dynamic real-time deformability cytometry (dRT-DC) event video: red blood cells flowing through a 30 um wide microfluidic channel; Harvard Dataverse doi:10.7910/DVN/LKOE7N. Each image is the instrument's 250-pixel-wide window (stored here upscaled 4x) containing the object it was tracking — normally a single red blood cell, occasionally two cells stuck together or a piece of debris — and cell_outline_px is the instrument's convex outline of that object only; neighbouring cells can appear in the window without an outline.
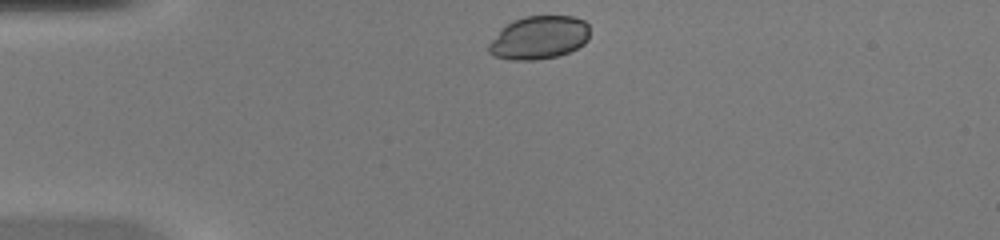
{"species": "common noctule bat (a hibernating species)", "species_latin": "Nyctalus noctula", "temperature_condition": "warm", "stored_images_in_passage": 39, "camera_frame_rate_fps": 3000, "um_per_image_px": 0.085, "animal": {"sex": "female", "body_mass_g": 20.0, "forearm_length_mm": 54.0}, "frame": {"image": 1, "passage_image": 1, "time_ms": 0.0, "image_size_px": [1000, 240], "cell_outline_px": [[588, 40], [584, 44], [560, 56], [536, 60], [512, 60], [496, 56], [488, 52], [488, 44], [500, 28], [512, 20], [524, 16], [572, 16], [584, 20], [588, 24]], "centroid_in_image_um": [45.8, 3.19], "position_along_channel_um": 39.2, "area_um2": 25.66}}
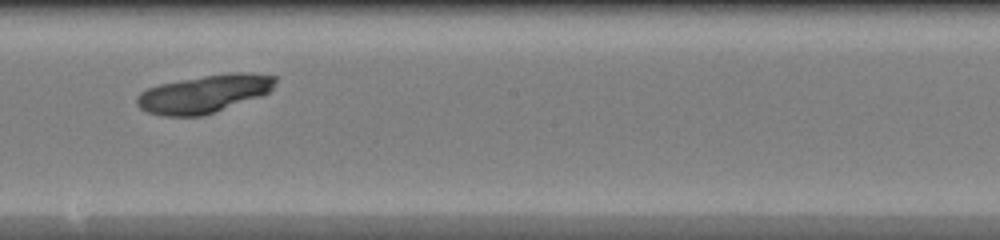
{"frame": {"image": 2, "passage_image": 18, "time_ms": 5.667, "image_size_px": [1000, 240], "cell_outline_px": [[276, 80], [272, 88], [268, 92], [260, 96], [216, 112], [204, 116], [164, 116], [148, 112], [140, 108], [136, 104], [136, 96], [140, 92], [148, 88], [160, 84], [180, 80], [228, 72], [252, 72], [276, 76]], "centroid_in_image_um": [17.35, 7.97], "position_along_channel_um": 230.8, "area_um2": 30.63}}
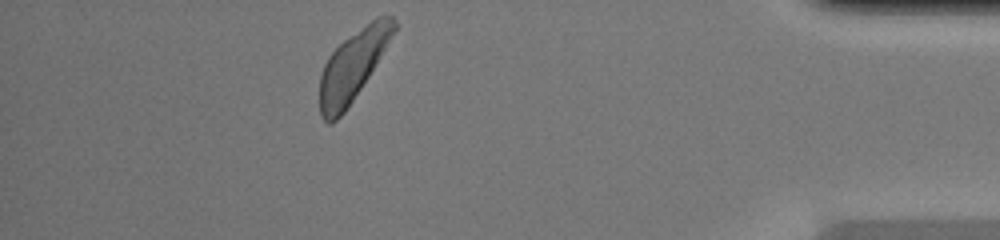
{"frame": {"image": 3, "passage_image": 34, "time_ms": 11.0, "image_size_px": [1000, 240], "cell_outline_px": [[396, 28], [380, 56], [368, 76], [348, 108], [332, 124], [328, 124], [320, 116], [320, 72], [328, 56], [344, 40], [376, 16], [392, 16], [396, 20]], "centroid_in_image_um": [29.94, 5.61], "position_along_channel_um": 405.3, "area_um2": 29.71}, "authors_computed_cell_mechanics": {"area_um2": 29.8826, "velocity_mm_per_s": 4.0941, "shape_relaxation_time_tau1_ms": 1.8816, "shape_relaxation_time_tau2_ms": 5.2138, "deformation_change_tau1": null, "deformation_change_tau2": 0.1401}}